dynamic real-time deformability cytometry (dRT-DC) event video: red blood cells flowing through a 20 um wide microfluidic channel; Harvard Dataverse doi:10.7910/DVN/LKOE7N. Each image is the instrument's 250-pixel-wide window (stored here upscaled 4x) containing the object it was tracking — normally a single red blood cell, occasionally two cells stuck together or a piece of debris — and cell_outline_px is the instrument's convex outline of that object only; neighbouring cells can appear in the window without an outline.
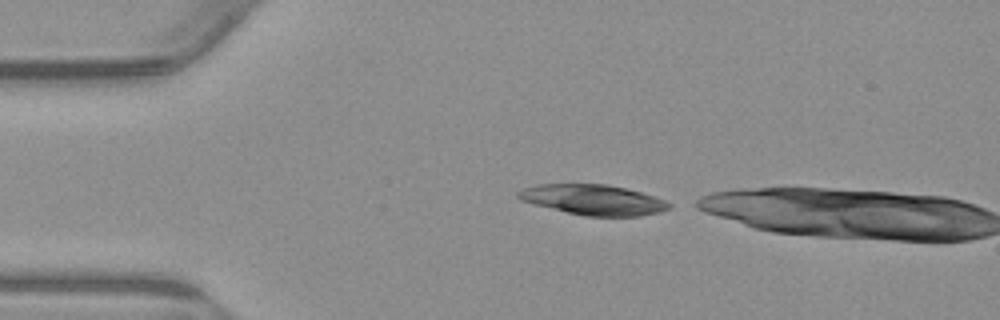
{"species": "common noctule bat (a hibernating species)", "species_latin": "Nyctalus noctula", "temperature_condition": "warm", "stored_images_in_passage": 2, "camera_frame_rate_fps": 3000, "um_per_image_px": 0.085, "animal": {"sex": "male", "body_mass_g": 23.1, "forearm_length_mm": 52.7}, "frame": {"image": 1, "passage_image": 1, "time_ms": 0.0, "image_size_px": [1000, 320], "cell_outline_px": [[672, 204], [668, 208], [660, 212], [640, 216], [584, 216], [532, 204], [520, 200], [516, 196], [516, 192], [524, 188], [536, 184], [608, 184], [640, 192], [664, 200]], "centroid_in_image_um": [50.37, 16.98], "position_along_channel_um": 34.6, "area_um2": 26.59}}